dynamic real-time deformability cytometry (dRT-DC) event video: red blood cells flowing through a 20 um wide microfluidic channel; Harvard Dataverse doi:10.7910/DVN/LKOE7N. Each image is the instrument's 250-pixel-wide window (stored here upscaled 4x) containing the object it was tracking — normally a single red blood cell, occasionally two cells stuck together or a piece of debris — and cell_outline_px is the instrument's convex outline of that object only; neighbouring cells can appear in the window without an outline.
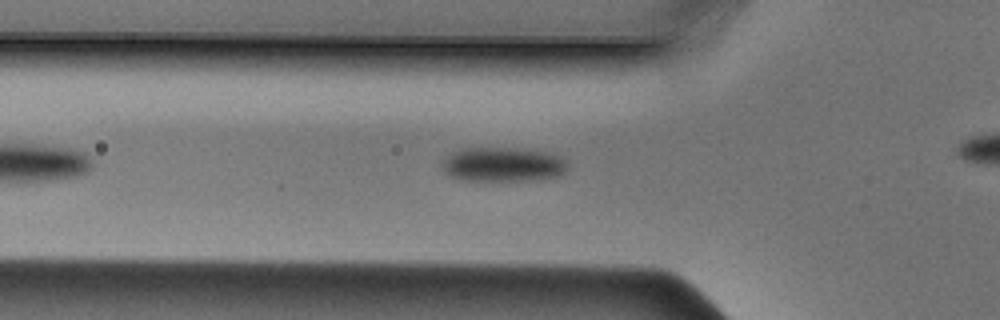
{"species": "Egyptian fruit bat (a non-hibernating species)", "species_latin": "Rousettus aegyptiacus", "temperature_condition": "cold", "stored_images_in_passage": 30, "camera_frame_rate_fps": 3000, "um_per_image_px": 0.085, "animal": {"sex": "male"}, "frame": {"image": 1, "passage_image": 7, "time_ms": 2.0, "image_size_px": [1000, 320], "cell_outline_px": [[568, 168], [560, 176], [540, 180], [464, 180], [448, 176], [444, 172], [440, 164], [452, 152], [460, 148], [512, 148], [544, 152], [560, 156], [568, 164]], "centroid_in_image_um": [42.73, 13.99], "position_along_channel_um": 83.1, "area_um2": 25.26}}
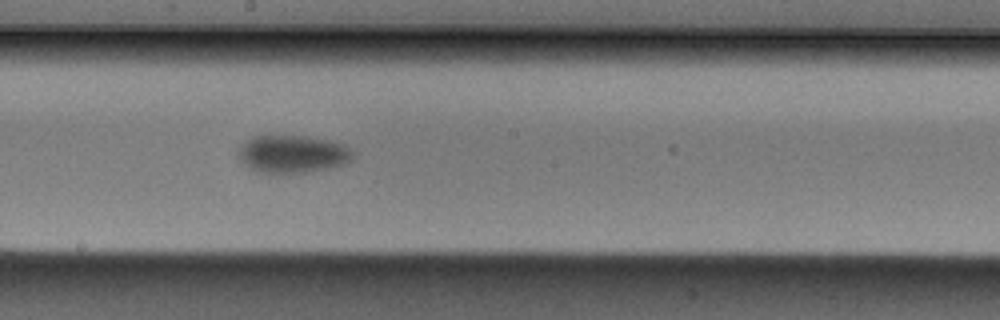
{"frame": {"image": 2, "passage_image": 17, "time_ms": 5.333, "image_size_px": [1000, 320], "cell_outline_px": [[352, 160], [344, 164], [328, 168], [308, 172], [256, 172], [248, 168], [240, 160], [236, 152], [252, 136], [308, 136], [328, 140], [344, 144], [352, 152]], "centroid_in_image_um": [24.85, 13.09], "position_along_channel_um": 223.4, "area_um2": 24.97}}
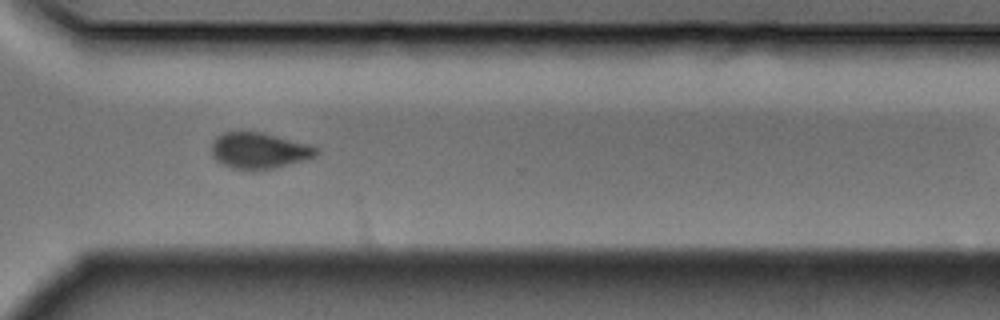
{"frame": {"image": 3, "passage_image": 26, "time_ms": 8.333, "image_size_px": [1000, 320], "cell_outline_px": [[320, 152], [316, 156], [304, 160], [272, 168], [252, 172], [232, 168], [216, 160], [212, 156], [212, 144], [216, 136], [224, 132], [260, 132], [308, 144], [316, 148]], "centroid_in_image_um": [22.0, 12.82], "position_along_channel_um": 348.6, "area_um2": 21.96}}